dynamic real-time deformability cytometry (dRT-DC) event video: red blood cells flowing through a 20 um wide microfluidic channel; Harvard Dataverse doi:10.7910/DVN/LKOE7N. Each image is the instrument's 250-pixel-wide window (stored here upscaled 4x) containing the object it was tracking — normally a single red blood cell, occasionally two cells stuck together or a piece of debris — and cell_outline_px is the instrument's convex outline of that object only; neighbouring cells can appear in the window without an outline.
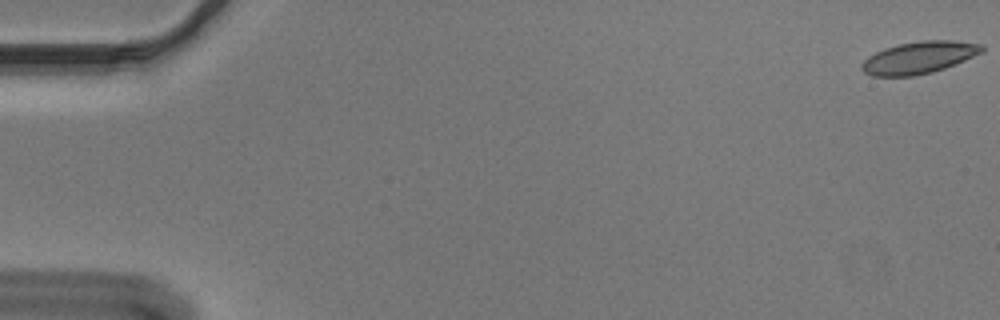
{"species": "Egyptian fruit bat (a non-hibernating species)", "species_latin": "Rousettus aegyptiacus", "temperature_condition": "cold", "stored_images_in_passage": 56, "segment_of_instrument_passage": [1, 2], "camera_frame_rate_fps": 3000, "um_per_image_px": 0.085, "animal": {"sex": "male"}, "frame": {"image": 1, "passage_image": 1, "time_ms": 0.0, "image_size_px": [1000, 320], "cell_outline_px": [[984, 52], [956, 64], [932, 72], [912, 76], [872, 76], [864, 72], [860, 68], [860, 64], [868, 56], [884, 48], [900, 44], [920, 40], [952, 40], [984, 44]], "centroid_in_image_um": [78.13, 4.89], "position_along_channel_um": 6.9, "area_um2": 22.66}}
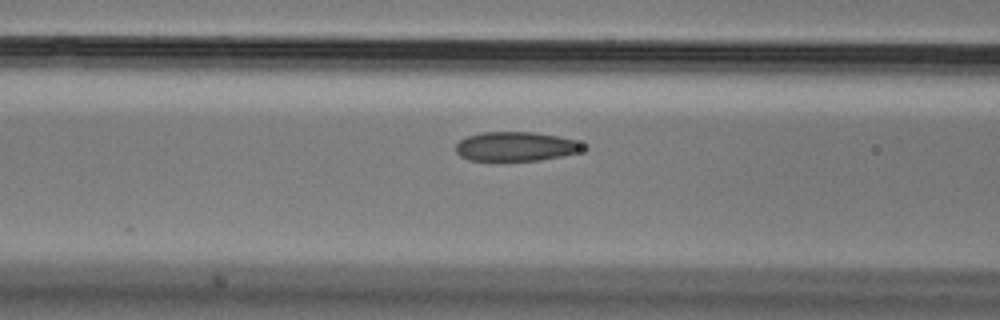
{"frame": {"image": 2, "passage_image": 23, "time_ms": 7.333, "image_size_px": [1000, 320], "cell_outline_px": [[588, 148], [564, 156], [540, 160], [468, 160], [460, 156], [456, 152], [456, 144], [460, 140], [468, 136], [480, 132], [532, 132], [560, 136], [588, 144]], "centroid_in_image_um": [43.89, 12.44], "position_along_channel_um": 122.7, "area_um2": 21.85}}
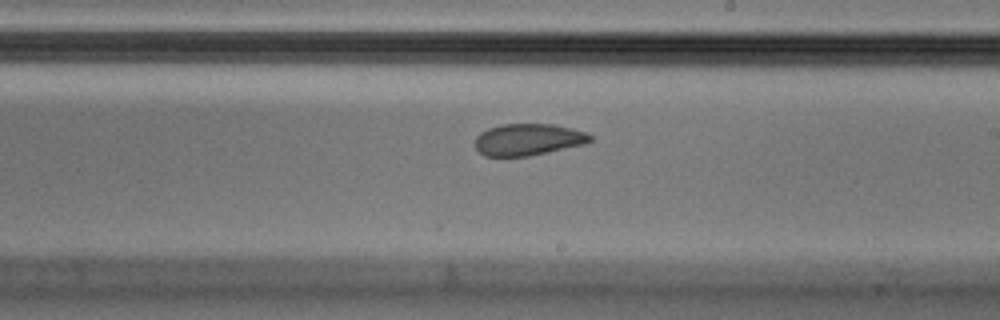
{"frame": {"image": 3, "passage_image": 33, "time_ms": 10.667, "image_size_px": [1000, 320], "cell_outline_px": [[592, 140], [584, 144], [548, 152], [528, 156], [484, 156], [476, 148], [476, 136], [480, 132], [488, 128], [500, 124], [552, 124], [572, 128], [588, 132], [592, 136]], "centroid_in_image_um": [44.9, 11.85], "position_along_channel_um": 244.1, "area_um2": 21.33}}